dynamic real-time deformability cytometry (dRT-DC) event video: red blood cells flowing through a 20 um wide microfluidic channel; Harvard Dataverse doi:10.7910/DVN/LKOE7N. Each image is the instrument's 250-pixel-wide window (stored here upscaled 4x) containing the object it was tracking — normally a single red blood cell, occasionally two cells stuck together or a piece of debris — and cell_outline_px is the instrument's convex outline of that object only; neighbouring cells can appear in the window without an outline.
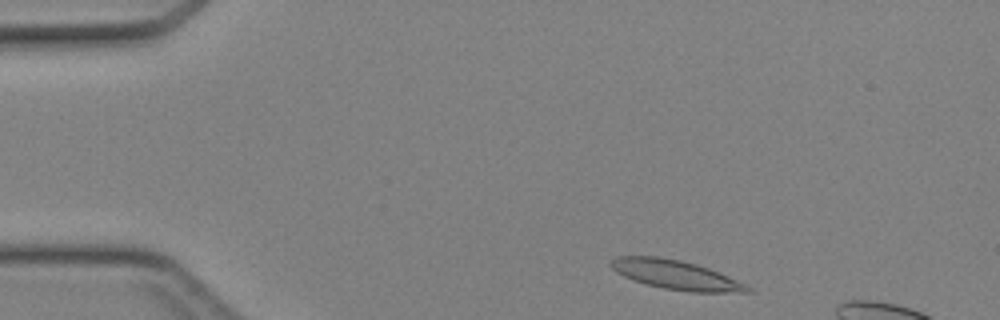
{"species": "Egyptian fruit bat (a non-hibernating species)", "species_latin": "Rousettus aegyptiacus", "temperature_condition": "cold", "stored_images_in_passage": 6, "segment_of_instrument_passage": [2, 2], "camera_frame_rate_fps": 3000, "um_per_image_px": 0.085, "animal": {"sex": "female"}, "frame": {"image": 1, "passage_image": 6, "time_ms": 1.667, "image_size_px": [1000, 320], "cell_outline_px": [[752, 292], [688, 292], [664, 288], [632, 280], [616, 272], [608, 264], [616, 256], [656, 256], [680, 260], [696, 264], [708, 268], [728, 276], [752, 288]], "centroid_in_image_um": [57.41, 23.36], "position_along_channel_um": 27.6, "area_um2": 23.06}}